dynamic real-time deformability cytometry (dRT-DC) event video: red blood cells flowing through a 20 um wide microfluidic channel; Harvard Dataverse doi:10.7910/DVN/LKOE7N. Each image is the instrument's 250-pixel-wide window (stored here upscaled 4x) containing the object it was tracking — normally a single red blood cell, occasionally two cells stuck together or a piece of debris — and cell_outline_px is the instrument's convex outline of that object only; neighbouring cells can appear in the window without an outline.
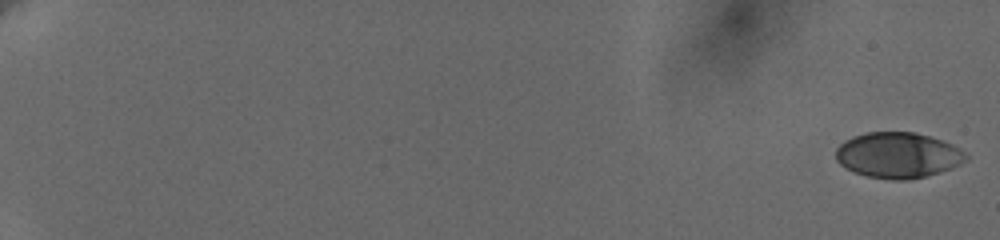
{"species": "human", "species_latin": "Homo sapiens", "temperature_condition": "cold", "stored_images_in_passage": 60, "camera_frame_rate_fps": 3000, "um_per_image_px": 0.085, "donor": {"sex": "female"}, "frame": {"image": 1, "passage_image": 1, "time_ms": 0.0, "image_size_px": [1000, 240], "cell_outline_px": [[968, 160], [952, 168], [924, 176], [908, 180], [892, 180], [868, 176], [856, 172], [840, 164], [836, 160], [836, 148], [844, 140], [852, 136], [868, 132], [916, 132], [952, 144], [960, 148], [968, 156]], "centroid_in_image_um": [76.33, 13.18], "position_along_channel_um": 8.7, "area_um2": 34.51}}
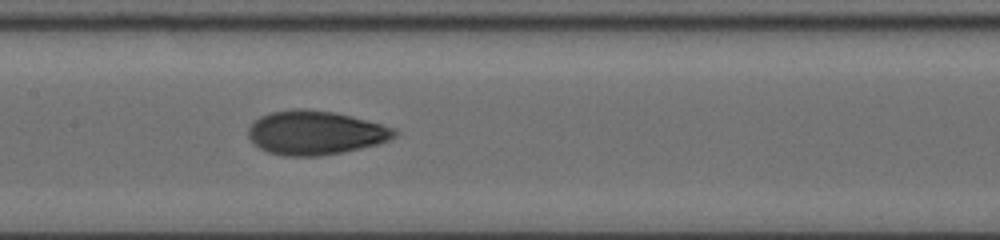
{"frame": {"image": 2, "passage_image": 34, "time_ms": 11.0, "image_size_px": [1000, 240], "cell_outline_px": [[400, 132], [396, 136], [380, 144], [320, 156], [284, 156], [268, 152], [252, 144], [248, 136], [248, 128], [260, 116], [272, 112], [292, 108], [304, 108], [336, 112], [352, 116], [396, 128]], "centroid_in_image_um": [26.81, 11.27], "position_along_channel_um": 180.6, "area_um2": 37.74}}
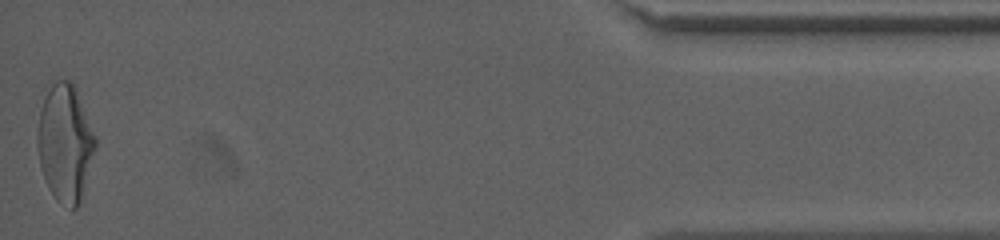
{"frame": {"image": 3, "passage_image": 60, "time_ms": 19.667, "image_size_px": [1000, 240], "cell_outline_px": [[96, 148], [80, 200], [76, 208], [72, 208], [56, 200], [48, 188], [40, 164], [36, 144], [36, 132], [40, 112], [48, 80], [72, 80], [96, 136]], "centroid_in_image_um": [5.51, 12.08], "position_along_channel_um": 429.7, "area_um2": 39.77}, "authors_computed_cell_mechanics": {"area_um2": 36.3562, "velocity_mm_per_s": 3.6319, "shape_relaxation_time_tau1_ms": 4.6472, "shape_relaxation_time_tau2_ms": 1.2062, "deformation_change_tau1": 0.167, "deformation_change_tau2": 0.0623}}